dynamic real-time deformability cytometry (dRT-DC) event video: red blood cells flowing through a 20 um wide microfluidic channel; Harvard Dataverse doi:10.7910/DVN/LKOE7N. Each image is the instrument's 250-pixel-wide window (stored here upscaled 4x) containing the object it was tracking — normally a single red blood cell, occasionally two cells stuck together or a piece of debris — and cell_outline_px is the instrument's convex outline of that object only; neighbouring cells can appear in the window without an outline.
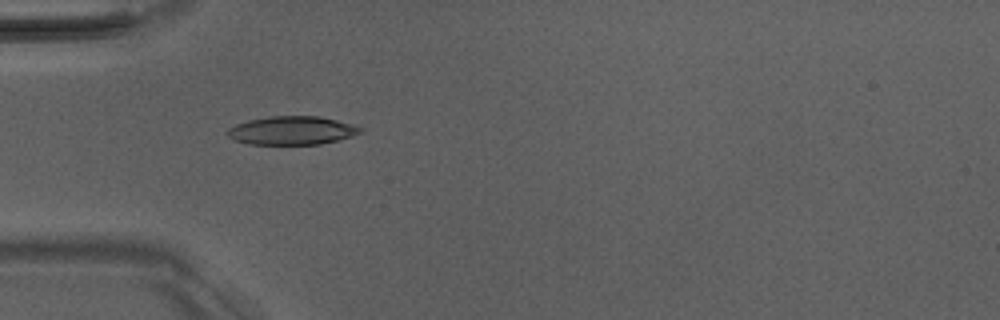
{"species": "Egyptian fruit bat (a non-hibernating species)", "species_latin": "Rousettus aegyptiacus", "temperature_condition": "room temperature", "stored_images_in_passage": 2, "camera_frame_rate_fps": 3000, "um_per_image_px": 0.085, "animal": {"sex": "male"}, "frame": {"image": 1, "passage_image": 1, "time_ms": 0.0, "image_size_px": [1000, 320], "cell_outline_px": [[364, 128], [360, 132], [352, 136], [320, 144], [248, 144], [232, 140], [228, 136], [228, 128], [236, 124], [248, 120], [272, 116], [320, 116], [352, 124]], "centroid_in_image_um": [24.79, 11.09], "position_along_channel_um": 60.2, "area_um2": 21.96}}